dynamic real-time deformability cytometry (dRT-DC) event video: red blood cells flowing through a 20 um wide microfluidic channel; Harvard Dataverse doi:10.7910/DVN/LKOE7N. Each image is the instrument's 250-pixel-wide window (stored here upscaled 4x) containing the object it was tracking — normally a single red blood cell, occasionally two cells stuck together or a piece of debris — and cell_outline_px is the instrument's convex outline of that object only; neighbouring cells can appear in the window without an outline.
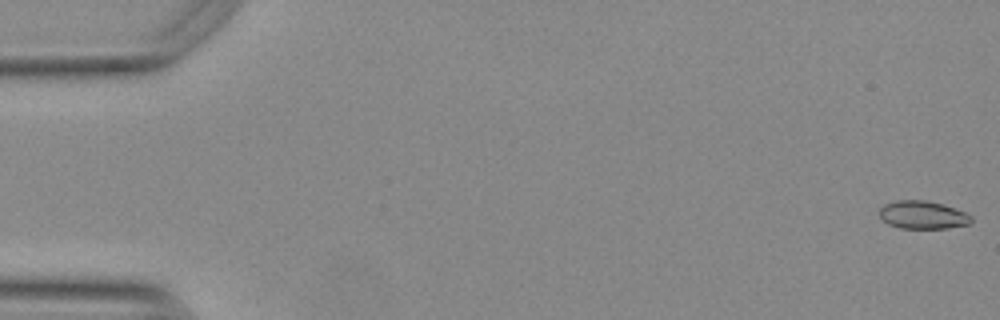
{"species": "Egyptian fruit bat (a non-hibernating species)", "species_latin": "Rousettus aegyptiacus", "temperature_condition": "warm", "stored_images_in_passage": 54, "camera_frame_rate_fps": 3000, "um_per_image_px": 0.085, "animal": {"sex": "female"}, "frame": {"image": 1, "passage_image": 1, "time_ms": 0.0, "image_size_px": [1000, 320], "cell_outline_px": [[972, 220], [968, 224], [948, 228], [900, 228], [888, 224], [880, 216], [880, 208], [884, 204], [896, 200], [924, 200], [944, 204], [964, 212], [972, 216]], "centroid_in_image_um": [78.43, 18.26], "position_along_channel_um": 6.6, "area_um2": 14.91}}
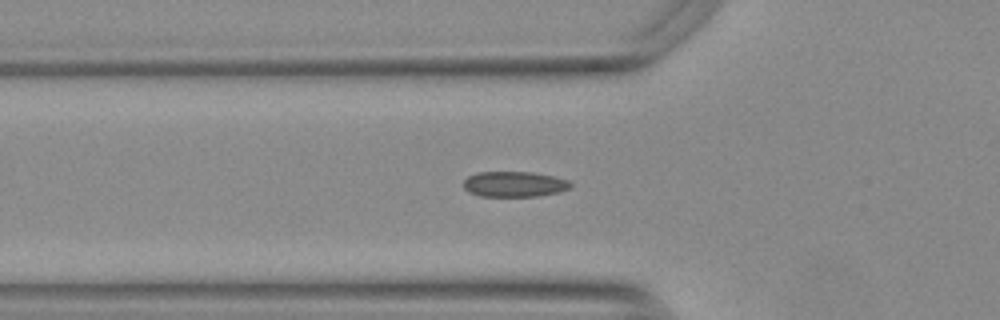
{"frame": {"image": 2, "passage_image": 19, "time_ms": 6.0, "image_size_px": [1000, 320], "cell_outline_px": [[572, 184], [568, 188], [560, 192], [536, 196], [480, 196], [468, 192], [464, 188], [464, 180], [468, 176], [476, 172], [532, 172], [552, 176], [568, 180]], "centroid_in_image_um": [43.69, 15.65], "position_along_channel_um": 82.1, "area_um2": 15.84}}
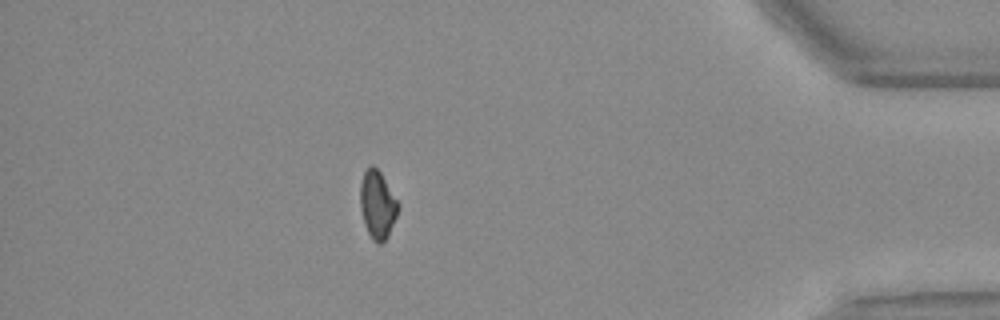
{"frame": {"image": 3, "passage_image": 48, "time_ms": 15.667, "image_size_px": [1000, 320], "cell_outline_px": [[396, 216], [388, 236], [380, 244], [376, 244], [372, 240], [364, 224], [360, 208], [360, 180], [364, 172], [372, 164], [380, 172], [396, 200]], "centroid_in_image_um": [32.03, 17.42], "position_along_channel_um": 403.2, "area_um2": 14.62}, "authors_computed_cell_mechanics": {"area_um2": 15.3748, "velocity_mm_per_s": 3.788, "shape_relaxation_time_tau1_ms": 7.5922, "shape_relaxation_time_tau2_ms": 2.7154, "deformation_change_tau1": 0.1398, "deformation_change_tau2": 0.0649}}